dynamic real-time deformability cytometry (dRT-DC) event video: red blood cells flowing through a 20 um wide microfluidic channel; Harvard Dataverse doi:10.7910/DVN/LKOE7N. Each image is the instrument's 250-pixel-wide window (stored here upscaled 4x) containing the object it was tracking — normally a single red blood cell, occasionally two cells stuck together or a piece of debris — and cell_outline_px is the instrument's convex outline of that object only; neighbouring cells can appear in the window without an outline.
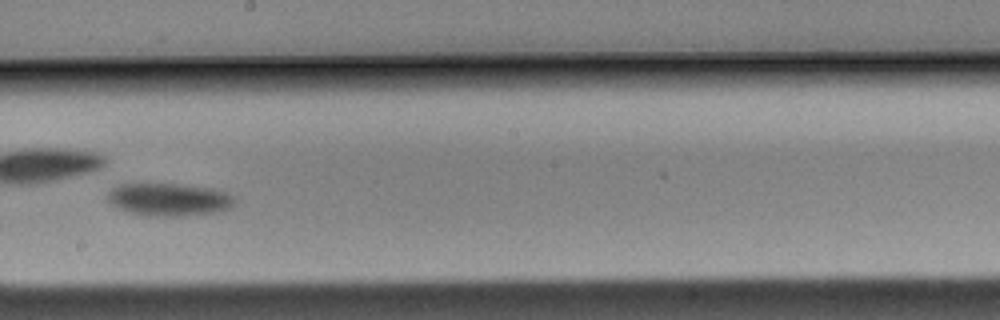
{"species": "Egyptian fruit bat (a non-hibernating species)", "species_latin": "Rousettus aegyptiacus", "temperature_condition": "cold", "stored_images_in_passage": 44, "camera_frame_rate_fps": 3000, "um_per_image_px": 0.085, "animal": {"sex": "male"}, "frame": {"image": 1, "passage_image": 19, "time_ms": 6.0, "image_size_px": [1000, 320], "cell_outline_px": [[236, 204], [228, 208], [216, 212], [184, 216], [148, 216], [128, 212], [116, 208], [108, 200], [108, 192], [112, 188], [120, 184], [184, 184], [216, 188], [232, 196], [236, 200]], "centroid_in_image_um": [14.38, 16.96], "position_along_channel_um": 233.8, "area_um2": 24.45}}
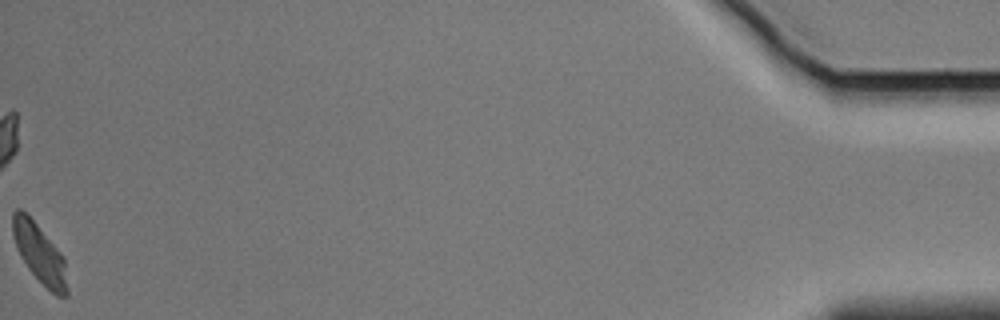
{"frame": {"image": 2, "passage_image": 44, "time_ms": 14.333, "image_size_px": [1000, 320], "cell_outline_px": [[68, 296], [56, 296], [28, 268], [20, 256], [12, 232], [12, 212], [16, 208], [20, 208], [36, 224], [64, 256], [68, 288]], "centroid_in_image_um": [3.37, 21.55], "position_along_channel_um": 431.8, "area_um2": 18.5}, "authors_computed_cell_mechanics": {"area_um2": 22.2819, "velocity_mm_per_s": 3.5803, "shape_relaxation_time_tau1_ms": 1.2447, "shape_relaxation_time_tau2_ms": null, "deformation_change_tau1": 0.0545, "deformation_change_tau2": null}}